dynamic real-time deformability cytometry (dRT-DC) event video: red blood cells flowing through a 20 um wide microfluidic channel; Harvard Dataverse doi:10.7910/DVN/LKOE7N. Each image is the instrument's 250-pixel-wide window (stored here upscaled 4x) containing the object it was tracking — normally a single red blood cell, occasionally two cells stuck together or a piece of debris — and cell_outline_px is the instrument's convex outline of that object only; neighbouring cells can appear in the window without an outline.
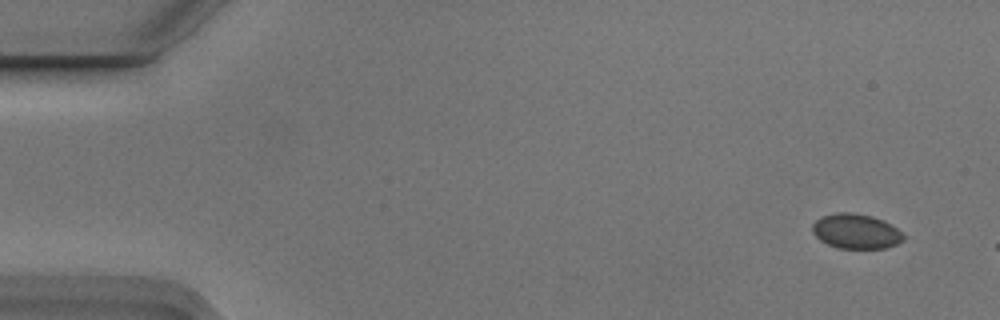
{"species": "Egyptian fruit bat (a non-hibernating species)", "species_latin": "Rousettus aegyptiacus", "temperature_condition": "cold", "stored_images_in_passage": 3, "camera_frame_rate_fps": 3000, "um_per_image_px": 0.085, "animal": {"sex": "male"}, "frame": {"image": 1, "passage_image": 1, "time_ms": 0.0, "image_size_px": [1000, 320], "cell_outline_px": [[904, 240], [896, 244], [884, 248], [836, 248], [820, 240], [812, 232], [812, 224], [820, 216], [836, 212], [852, 212], [872, 216], [884, 220], [896, 228], [904, 236]], "centroid_in_image_um": [72.73, 19.65], "position_along_channel_um": 12.3, "area_um2": 18.55}}